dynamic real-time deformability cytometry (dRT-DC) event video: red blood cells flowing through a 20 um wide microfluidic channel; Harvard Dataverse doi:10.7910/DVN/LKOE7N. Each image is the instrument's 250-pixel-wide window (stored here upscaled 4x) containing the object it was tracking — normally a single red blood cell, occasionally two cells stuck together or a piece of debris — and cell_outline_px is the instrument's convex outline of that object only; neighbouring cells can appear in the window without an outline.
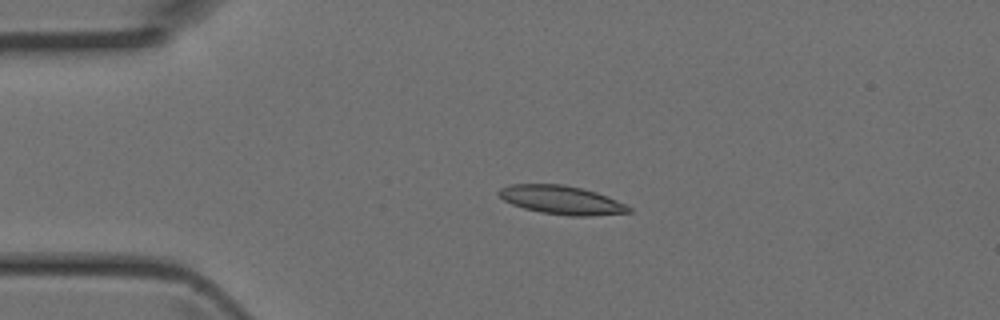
{"species": "Egyptian fruit bat (a non-hibernating species)", "species_latin": "Rousettus aegyptiacus", "temperature_condition": "room temperature", "stored_images_in_passage": 3, "camera_frame_rate_fps": 3000, "um_per_image_px": 0.085, "animal": {"sex": "female"}, "frame": {"image": 1, "passage_image": 2, "time_ms": 0.333, "image_size_px": [1000, 320], "cell_outline_px": [[632, 212], [592, 216], [568, 216], [540, 212], [524, 208], [512, 204], [504, 200], [496, 192], [500, 188], [512, 184], [564, 184], [596, 192], [616, 200], [632, 208]], "centroid_in_image_um": [47.72, 17.0], "position_along_channel_um": 37.3, "area_um2": 21.62}}